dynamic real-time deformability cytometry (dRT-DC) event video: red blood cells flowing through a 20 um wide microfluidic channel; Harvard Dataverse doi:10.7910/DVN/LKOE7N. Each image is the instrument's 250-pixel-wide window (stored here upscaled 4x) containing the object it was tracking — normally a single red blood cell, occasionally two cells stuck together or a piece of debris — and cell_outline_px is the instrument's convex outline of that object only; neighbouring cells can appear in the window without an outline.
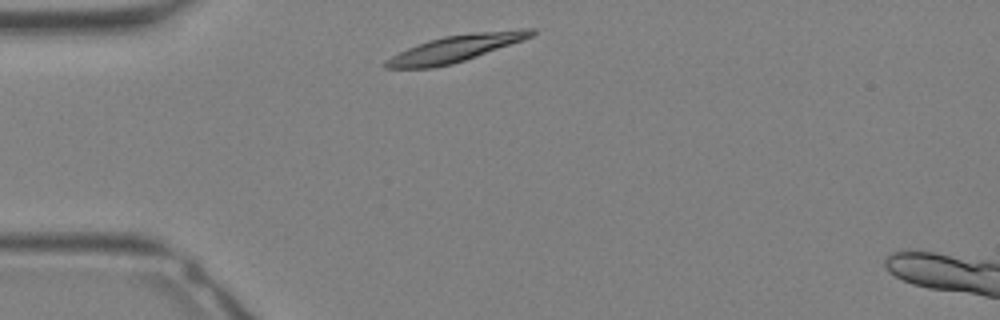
{"species": "Egyptian fruit bat (a non-hibernating species)", "species_latin": "Rousettus aegyptiacus", "temperature_condition": "warm", "stored_images_in_passage": 25, "camera_frame_rate_fps": 3000, "um_per_image_px": 0.085, "animal": {"sex": "female"}, "frame": {"image": 1, "passage_image": 1, "time_ms": 0.0, "image_size_px": [1000, 320], "cell_outline_px": [[536, 32], [532, 36], [524, 40], [452, 64], [432, 68], [384, 68], [384, 60], [408, 48], [428, 40], [444, 36], [472, 32], [520, 28], [536, 28]], "centroid_in_image_um": [38.76, 4.1], "position_along_channel_um": 46.2, "area_um2": 22.72}}
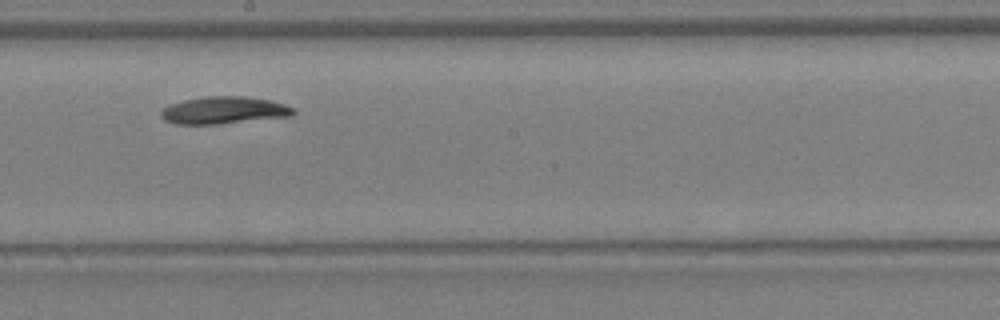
{"frame": {"image": 2, "passage_image": 11, "time_ms": 3.333, "image_size_px": [1000, 320], "cell_outline_px": [[296, 112], [292, 116], [216, 124], [176, 124], [164, 120], [160, 116], [160, 112], [164, 108], [172, 104], [184, 100], [208, 96], [244, 96], [268, 100], [284, 104], [296, 108]], "centroid_in_image_um": [19.05, 9.38], "position_along_channel_um": 229.1, "area_um2": 20.92}}
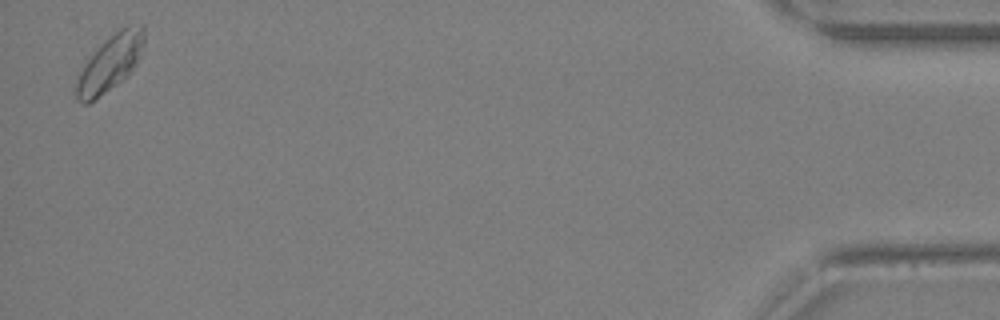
{"frame": {"image": 3, "passage_image": 25, "time_ms": 8.0, "image_size_px": [1000, 320], "cell_outline_px": [[144, 44], [128, 76], [88, 104], [80, 104], [76, 100], [76, 80], [84, 64], [96, 48], [104, 40], [120, 28], [128, 24], [144, 24]], "centroid_in_image_um": [9.34, 5.35], "position_along_channel_um": 425.9, "area_um2": 22.14}}